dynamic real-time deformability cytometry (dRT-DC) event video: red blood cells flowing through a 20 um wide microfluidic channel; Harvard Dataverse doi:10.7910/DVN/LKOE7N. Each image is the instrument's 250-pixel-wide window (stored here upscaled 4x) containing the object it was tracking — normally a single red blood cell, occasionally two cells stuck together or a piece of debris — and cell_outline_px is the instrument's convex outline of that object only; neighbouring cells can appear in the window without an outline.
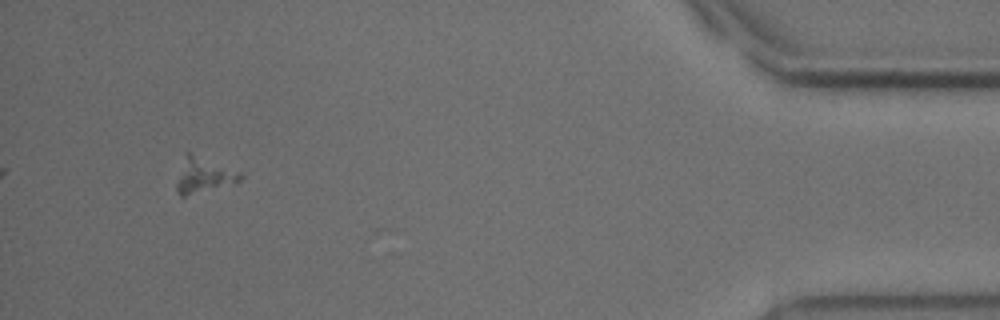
{"species": "common noctule bat (a hibernating species)", "species_latin": "Nyctalus noctula", "temperature_condition": "cold", "stored_images_in_passage": 36, "camera_frame_rate_fps": 3000, "um_per_image_px": 0.085, "animal": {"sex": "male", "body_mass_g": 18.8}, "frame": {"image": 1, "passage_image": 36, "time_ms": 11.667, "image_size_px": [1000, 320], "cell_outline_px": [[244, 176], [240, 180], [184, 196], [180, 196], [176, 188], [176, 184], [188, 152], [244, 172]], "centroid_in_image_um": [17.37, 14.89], "position_along_channel_um": 417.8, "area_um2": 12.31}}